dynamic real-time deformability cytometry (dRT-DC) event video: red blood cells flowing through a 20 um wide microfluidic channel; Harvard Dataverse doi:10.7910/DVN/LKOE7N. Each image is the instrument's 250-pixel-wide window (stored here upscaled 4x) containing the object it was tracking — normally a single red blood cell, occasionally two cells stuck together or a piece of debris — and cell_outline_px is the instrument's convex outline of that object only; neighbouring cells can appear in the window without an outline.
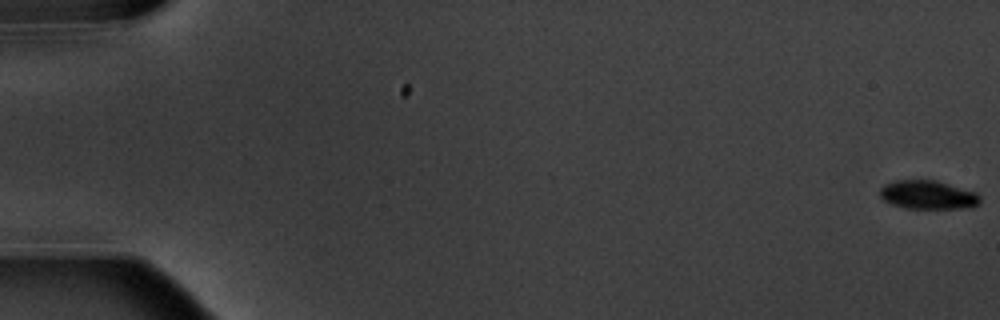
{"species": "common noctule bat (a hibernating species)", "species_latin": "Nyctalus noctula", "temperature_condition": "warm", "stored_images_in_passage": 7, "camera_frame_rate_fps": 3000, "um_per_image_px": 0.085, "animal": {"sex": "male", "body_mass_g": 20.1, "forearm_length_mm": 53.5}, "frame": {"image": 1, "passage_image": 1, "time_ms": 0.0, "image_size_px": [1000, 320], "cell_outline_px": [[980, 204], [972, 208], [904, 208], [892, 204], [884, 200], [880, 196], [880, 188], [884, 184], [896, 180], [936, 180], [976, 192], [980, 196]], "centroid_in_image_um": [78.89, 16.56], "position_along_channel_um": 6.1, "area_um2": 16.82}}